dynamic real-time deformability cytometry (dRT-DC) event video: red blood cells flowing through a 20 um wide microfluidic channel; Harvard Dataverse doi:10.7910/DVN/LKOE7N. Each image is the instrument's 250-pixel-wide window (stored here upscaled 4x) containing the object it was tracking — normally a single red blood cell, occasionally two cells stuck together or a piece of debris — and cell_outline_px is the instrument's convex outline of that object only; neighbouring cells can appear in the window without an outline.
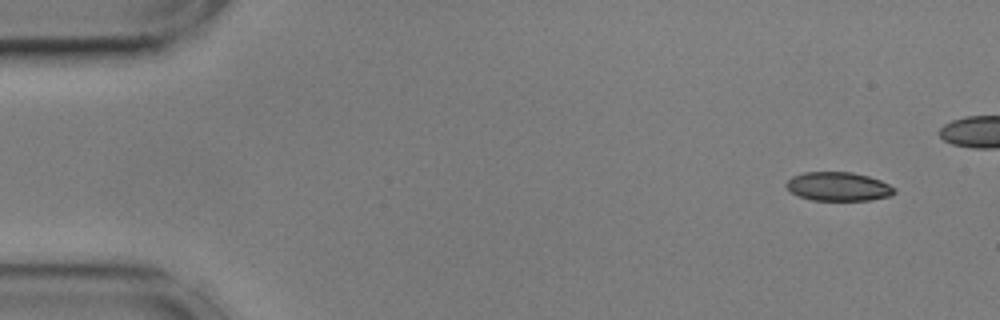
{"species": "common noctule bat (a hibernating species)", "species_latin": "Nyctalus noctula", "temperature_condition": "cold", "stored_images_in_passage": 45, "camera_frame_rate_fps": 3000, "um_per_image_px": 0.085, "animal": {"sex": "male", "body_mass_g": 17.9, "forearm_length_mm": 54.2}, "frame": {"image": 1, "passage_image": 1, "time_ms": 0.0, "image_size_px": [1000, 320], "cell_outline_px": [[896, 192], [888, 196], [872, 200], [812, 200], [800, 196], [792, 192], [784, 184], [792, 176], [804, 172], [852, 172], [868, 176], [880, 180], [896, 188]], "centroid_in_image_um": [71.26, 15.85], "position_along_channel_um": 13.7, "area_um2": 18.09}}
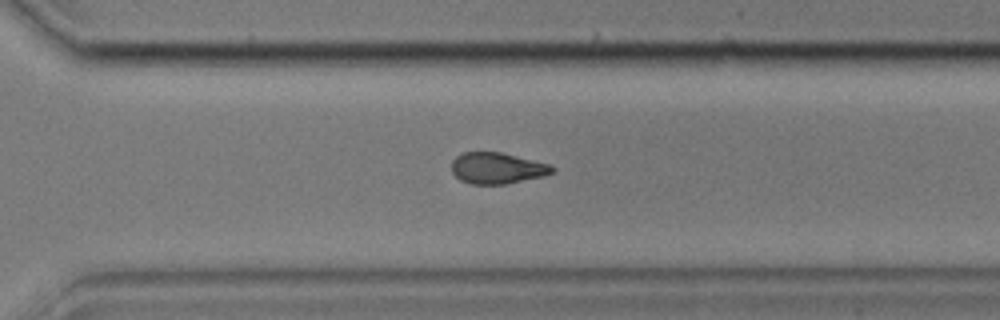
{"frame": {"image": 2, "passage_image": 36, "time_ms": 11.667, "image_size_px": [1000, 320], "cell_outline_px": [[556, 168], [552, 172], [544, 176], [504, 184], [472, 184], [460, 180], [452, 172], [452, 160], [456, 156], [464, 152], [500, 152], [552, 164]], "centroid_in_image_um": [42.27, 14.29], "position_along_channel_um": 328.3, "area_um2": 18.32}}
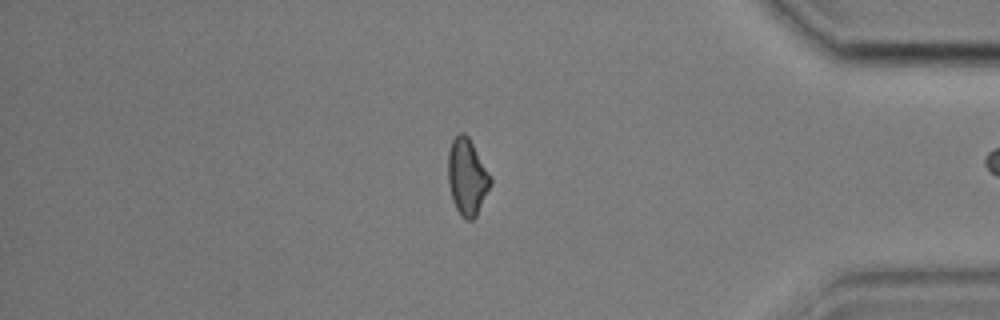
{"frame": {"image": 3, "passage_image": 44, "time_ms": 14.333, "image_size_px": [1000, 320], "cell_outline_px": [[492, 184], [476, 216], [472, 220], [464, 220], [460, 216], [452, 200], [448, 184], [448, 152], [452, 140], [460, 132], [464, 132], [468, 136], [492, 176]], "centroid_in_image_um": [39.71, 15.05], "position_along_channel_um": 395.5, "area_um2": 19.19}}